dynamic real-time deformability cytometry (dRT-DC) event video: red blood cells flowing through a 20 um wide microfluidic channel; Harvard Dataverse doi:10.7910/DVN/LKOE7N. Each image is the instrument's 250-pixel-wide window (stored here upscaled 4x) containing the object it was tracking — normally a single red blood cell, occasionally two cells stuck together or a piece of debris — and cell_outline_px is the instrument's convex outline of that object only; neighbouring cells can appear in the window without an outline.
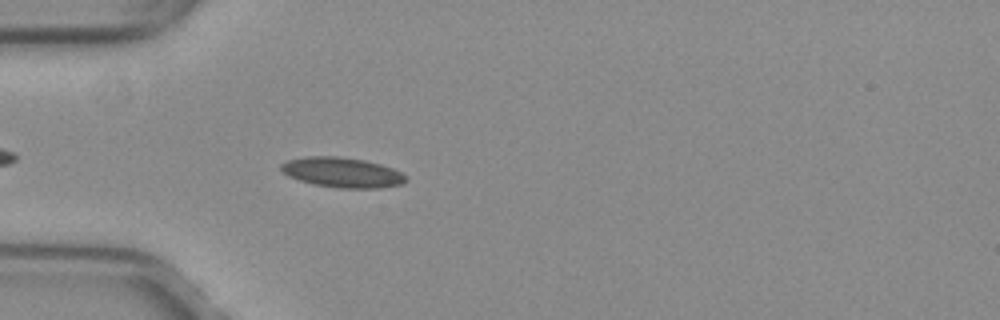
{"species": "common noctule bat (a hibernating species)", "species_latin": "Nyctalus noctula", "temperature_condition": "warm", "stored_images_in_passage": 39, "camera_frame_rate_fps": 3000, "um_per_image_px": 0.085, "animal": {"sex": "female", "body_mass_g": 29.2, "forearm_length_mm": 56.3}, "frame": {"image": 1, "passage_image": 5, "time_ms": 1.333, "image_size_px": [1000, 320], "cell_outline_px": [[408, 180], [404, 184], [380, 188], [340, 188], [312, 184], [288, 176], [280, 168], [280, 164], [288, 160], [308, 156], [336, 156], [364, 160], [380, 164], [392, 168], [408, 176]], "centroid_in_image_um": [29.12, 14.66], "position_along_channel_um": 55.9, "area_um2": 21.91}}
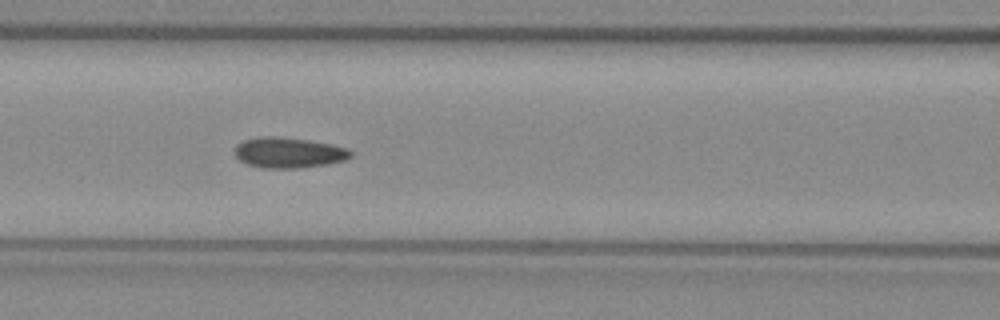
{"frame": {"image": 2, "passage_image": 12, "time_ms": 3.667, "image_size_px": [1000, 320], "cell_outline_px": [[352, 156], [344, 160], [328, 164], [300, 168], [260, 168], [248, 164], [240, 160], [232, 152], [236, 144], [244, 140], [264, 136], [276, 136], [308, 140], [332, 144], [348, 148], [352, 152]], "centroid_in_image_um": [24.52, 12.98], "position_along_channel_um": 142.1, "area_um2": 20.81}}
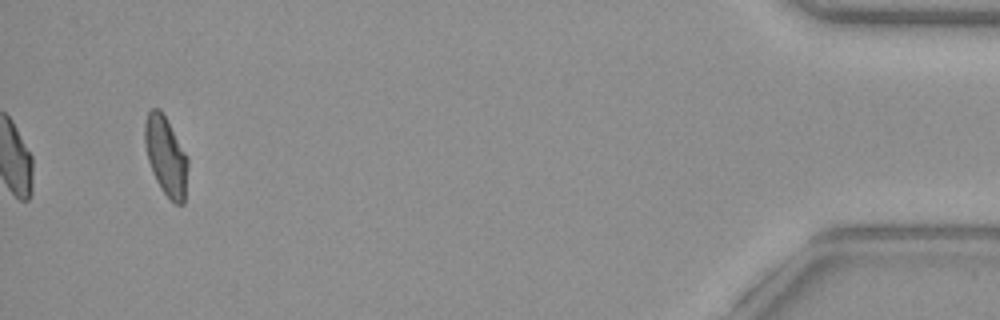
{"frame": {"image": 3, "passage_image": 39, "time_ms": 12.667, "image_size_px": [1000, 320], "cell_outline_px": [[188, 164], [184, 204], [176, 204], [160, 188], [152, 172], [148, 160], [144, 144], [144, 124], [148, 112], [152, 108], [160, 108], [188, 156]], "centroid_in_image_um": [14.09, 13.25], "position_along_channel_um": 421.1, "area_um2": 19.83}, "authors_computed_cell_mechanics": {"area_um2": 20.2878, "velocity_mm_per_s": 3.9889, "shape_relaxation_time_tau1_ms": null, "shape_relaxation_time_tau2_ms": 1.4199, "deformation_change_tau1": null, "deformation_change_tau2": 0.0702}}